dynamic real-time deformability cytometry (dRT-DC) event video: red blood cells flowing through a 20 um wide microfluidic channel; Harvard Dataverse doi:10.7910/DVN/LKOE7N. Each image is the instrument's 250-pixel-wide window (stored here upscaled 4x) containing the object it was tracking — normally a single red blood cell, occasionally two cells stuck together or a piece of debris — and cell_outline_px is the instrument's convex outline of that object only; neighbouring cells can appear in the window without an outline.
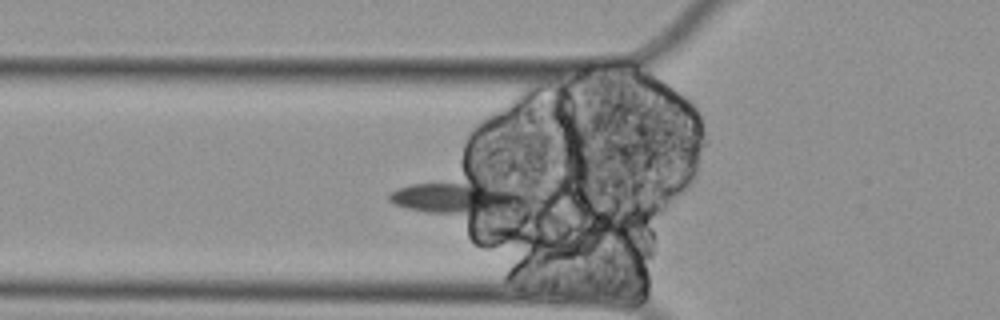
{"species": "Egyptian fruit bat (a non-hibernating species)", "species_latin": "Rousettus aegyptiacus", "temperature_condition": "cold", "stored_images_in_passage": 3, "camera_frame_rate_fps": 3000, "um_per_image_px": 0.085, "animal": {"sex": "female"}, "frame": {"image": 1, "passage_image": 2, "time_ms": 0.333, "image_size_px": [1000, 320], "cell_outline_px": [[532, 200], [528, 208], [484, 216], [472, 216], [424, 212], [392, 204], [388, 200], [388, 192], [396, 188], [412, 184], [464, 184], [520, 192]], "centroid_in_image_um": [38.94, 16.95], "position_along_channel_um": 86.9, "area_um2": 25.49}}